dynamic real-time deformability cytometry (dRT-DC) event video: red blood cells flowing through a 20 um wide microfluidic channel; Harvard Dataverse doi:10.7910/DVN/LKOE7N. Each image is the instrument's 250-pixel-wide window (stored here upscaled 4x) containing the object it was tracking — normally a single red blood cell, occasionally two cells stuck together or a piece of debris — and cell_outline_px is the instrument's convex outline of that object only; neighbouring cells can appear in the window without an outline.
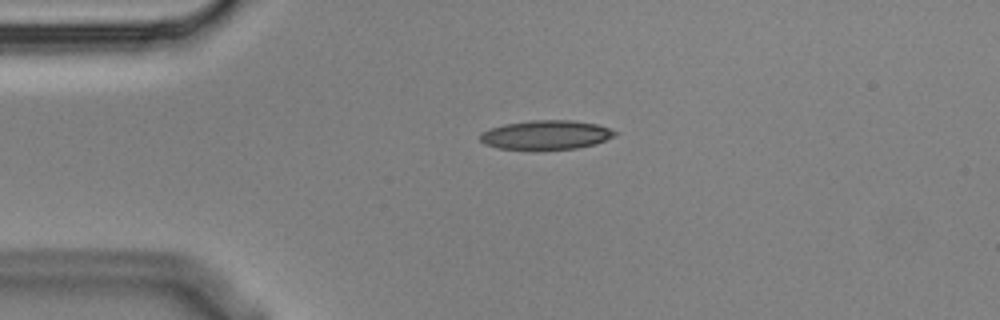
{"species": "Egyptian fruit bat (a non-hibernating species)", "species_latin": "Rousettus aegyptiacus", "temperature_condition": "cold", "stored_images_in_passage": 3, "camera_frame_rate_fps": 3000, "um_per_image_px": 0.085, "animal": {"sex": "male"}, "frame": {"image": 1, "passage_image": 2, "time_ms": 0.333, "image_size_px": [1000, 320], "cell_outline_px": [[616, 136], [596, 144], [576, 148], [540, 152], [500, 148], [484, 144], [480, 140], [480, 132], [504, 124], [532, 120], [576, 120], [596, 124], [608, 128], [616, 132]], "centroid_in_image_um": [46.4, 11.5], "position_along_channel_um": 38.6, "area_um2": 23.58}}